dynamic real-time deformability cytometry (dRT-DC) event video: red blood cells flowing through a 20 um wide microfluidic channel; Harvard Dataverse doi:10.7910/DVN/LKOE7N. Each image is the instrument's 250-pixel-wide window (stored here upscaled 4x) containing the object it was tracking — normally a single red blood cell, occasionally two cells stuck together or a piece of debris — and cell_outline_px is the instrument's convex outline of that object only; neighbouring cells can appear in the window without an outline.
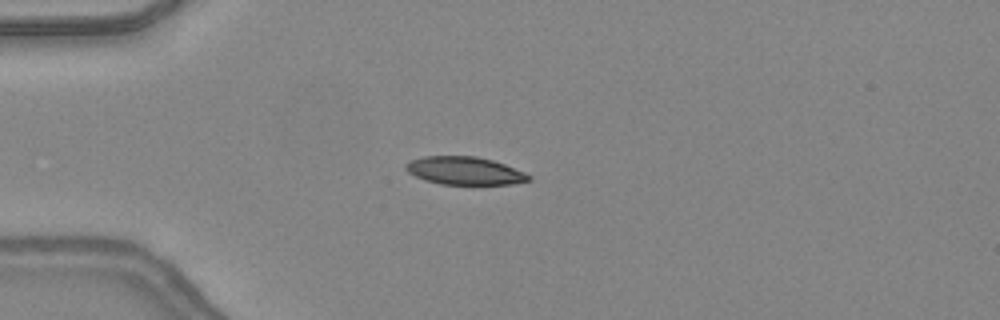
{"species": "common noctule bat (a hibernating species)", "species_latin": "Nyctalus noctula", "temperature_condition": "warm", "stored_images_in_passage": 15, "camera_frame_rate_fps": 3000, "um_per_image_px": 0.085, "animal": {"sex": "female", "body_mass_g": 24.6, "forearm_length_mm": 56.2}, "frame": {"image": 1, "passage_image": 12, "time_ms": 3.667, "image_size_px": [1000, 320], "cell_outline_px": [[532, 180], [512, 184], [440, 184], [424, 180], [408, 172], [404, 168], [404, 164], [412, 160], [424, 156], [476, 156], [492, 160], [504, 164], [524, 172], [532, 176]], "centroid_in_image_um": [39.49, 14.51], "position_along_channel_um": 45.5, "area_um2": 20.0}}